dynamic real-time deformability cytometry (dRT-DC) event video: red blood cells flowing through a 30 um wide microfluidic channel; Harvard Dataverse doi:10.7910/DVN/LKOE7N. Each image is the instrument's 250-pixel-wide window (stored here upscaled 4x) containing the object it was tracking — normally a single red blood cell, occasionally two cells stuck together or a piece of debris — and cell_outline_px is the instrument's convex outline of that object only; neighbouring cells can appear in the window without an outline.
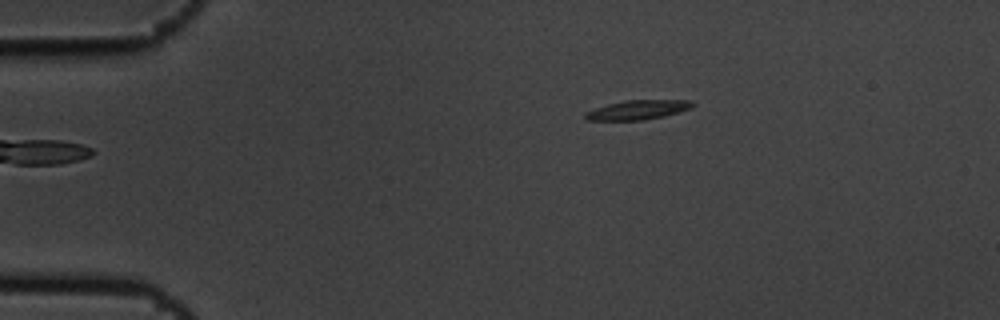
{"species": "common noctule bat (a hibernating species)", "species_latin": "Nyctalus noctula", "temperature_condition": "cold", "stored_images_in_passage": 5, "camera_frame_rate_fps": 3000, "um_per_image_px": 0.085, "animal": {"sex": "male", "body_mass_g": 19.5, "forearm_length_mm": 54.6}, "frame": {"image": 1, "passage_image": 5, "time_ms": 1.333, "image_size_px": [1000, 320], "cell_outline_px": [[696, 104], [692, 108], [664, 116], [644, 120], [588, 120], [584, 116], [584, 112], [608, 104], [624, 100], [692, 100]], "centroid_in_image_um": [54.24, 9.33], "position_along_channel_um": 30.8, "area_um2": 12.14}}